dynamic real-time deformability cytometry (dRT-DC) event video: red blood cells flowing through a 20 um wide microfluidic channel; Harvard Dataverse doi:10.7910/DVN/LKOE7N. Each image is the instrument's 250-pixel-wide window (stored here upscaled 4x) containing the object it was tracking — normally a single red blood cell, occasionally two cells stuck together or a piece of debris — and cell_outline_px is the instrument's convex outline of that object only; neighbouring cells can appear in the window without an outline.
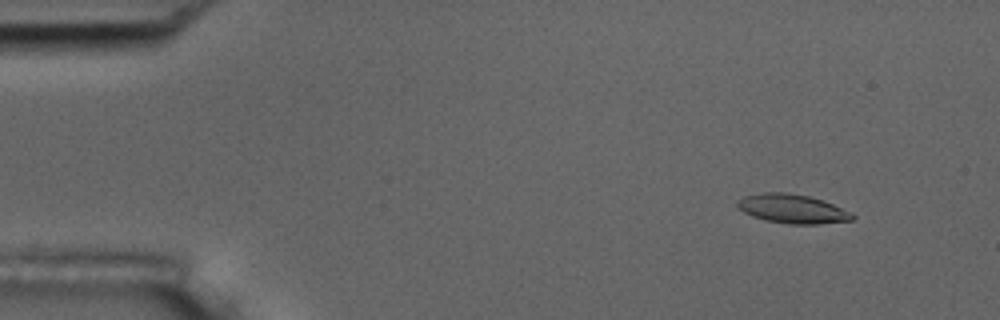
{"species": "common noctule bat (a hibernating species)", "species_latin": "Nyctalus noctula", "temperature_condition": "room temperature", "stored_images_in_passage": 4, "camera_frame_rate_fps": 3000, "um_per_image_px": 0.085, "animal": {"sex": "male", "body_mass_g": 17.5, "forearm_length_mm": 52.3}, "frame": {"image": 1, "passage_image": 2, "time_ms": 1.0, "image_size_px": [1000, 320], "cell_outline_px": [[856, 216], [852, 220], [820, 224], [788, 224], [764, 220], [752, 216], [736, 208], [736, 200], [744, 196], [764, 192], [788, 192], [808, 196], [824, 200], [852, 212]], "centroid_in_image_um": [67.34, 17.74], "position_along_channel_um": 17.7, "area_um2": 19.77}}